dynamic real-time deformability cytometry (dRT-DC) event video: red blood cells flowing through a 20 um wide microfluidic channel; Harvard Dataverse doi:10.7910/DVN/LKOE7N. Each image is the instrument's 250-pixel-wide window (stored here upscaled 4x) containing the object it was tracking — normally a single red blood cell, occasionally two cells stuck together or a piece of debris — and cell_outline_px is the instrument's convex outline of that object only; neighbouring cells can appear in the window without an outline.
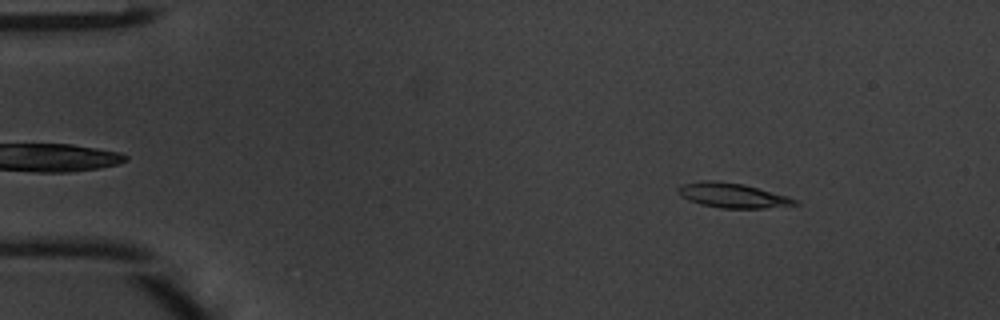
{"species": "common noctule bat (a hibernating species)", "species_latin": "Nyctalus noctula", "temperature_condition": "warm", "stored_images_in_passage": 48, "camera_frame_rate_fps": 3000, "um_per_image_px": 0.085, "animal": {"sex": "male", "body_mass_g": 20.1, "forearm_length_mm": 53.5}, "frame": {"image": 1, "passage_image": 6, "time_ms": 1.667, "image_size_px": [1000, 320], "cell_outline_px": [[800, 204], [764, 208], [720, 208], [700, 204], [688, 200], [680, 196], [676, 192], [676, 188], [680, 184], [700, 180], [712, 180], [744, 184], [788, 196], [800, 200]], "centroid_in_image_um": [62.23, 16.6], "position_along_channel_um": 22.8, "area_um2": 17.11}}
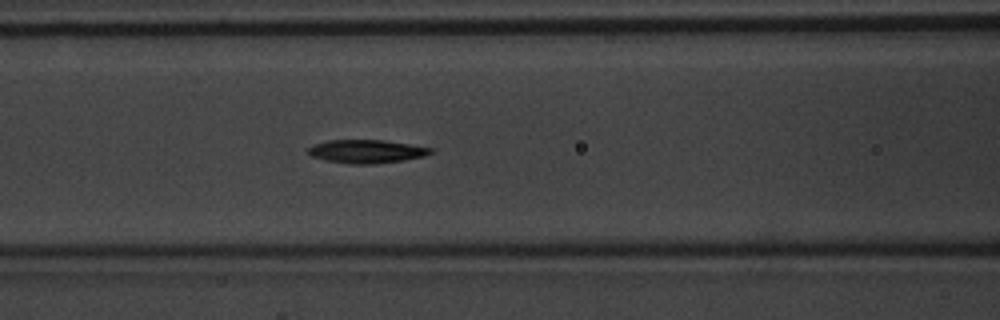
{"frame": {"image": 2, "passage_image": 20, "time_ms": 6.333, "image_size_px": [1000, 320], "cell_outline_px": [[432, 152], [424, 156], [404, 160], [372, 164], [348, 164], [328, 160], [312, 156], [308, 152], [308, 148], [312, 144], [328, 140], [384, 140], [432, 148]], "centroid_in_image_um": [31.13, 12.86], "position_along_channel_um": 135.5, "area_um2": 16.53}}
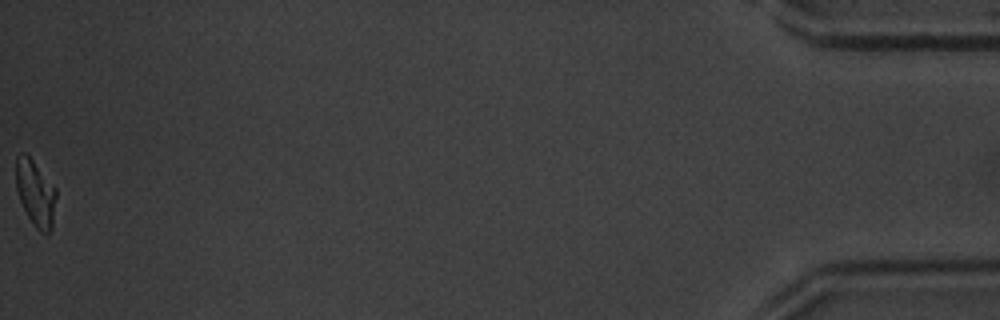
{"frame": {"image": 3, "passage_image": 48, "time_ms": 15.667, "image_size_px": [1000, 320], "cell_outline_px": [[56, 196], [52, 228], [48, 236], [44, 236], [32, 224], [20, 200], [16, 188], [16, 156], [20, 152], [24, 152], [32, 160], [56, 188]], "centroid_in_image_um": [3.02, 16.46], "position_along_channel_um": 432.2, "area_um2": 15.55}, "authors_computed_cell_mechanics": {"area_um2": 16.5886, "velocity_mm_per_s": 4.2051, "shape_relaxation_time_tau1_ms": 2.6379, "shape_relaxation_time_tau2_ms": 3.3652, "deformation_change_tau1": 0.1362, "deformation_change_tau2": 0.1171}}